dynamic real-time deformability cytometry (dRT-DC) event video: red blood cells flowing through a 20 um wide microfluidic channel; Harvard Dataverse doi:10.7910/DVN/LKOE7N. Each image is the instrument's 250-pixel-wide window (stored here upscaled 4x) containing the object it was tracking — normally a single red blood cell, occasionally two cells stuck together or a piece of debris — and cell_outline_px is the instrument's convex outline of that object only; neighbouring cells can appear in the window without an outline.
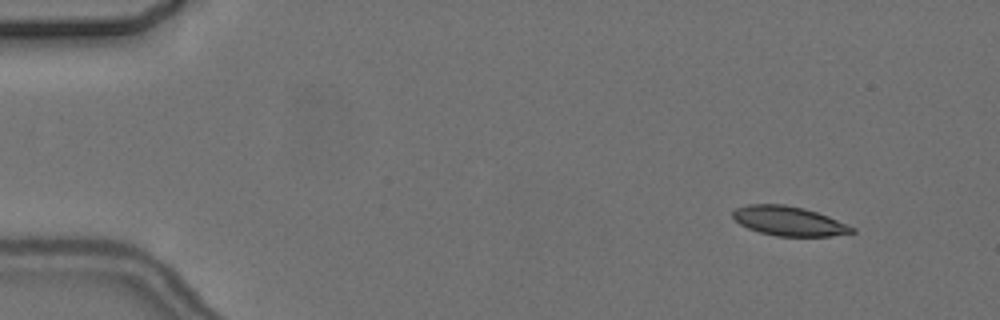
{"species": "common noctule bat (a hibernating species)", "species_latin": "Nyctalus noctula", "temperature_condition": "cold", "stored_images_in_passage": 2, "camera_frame_rate_fps": 3000, "um_per_image_px": 0.085, "animal": {"sex": "female", "body_mass_g": 24.6, "forearm_length_mm": 56.2}, "frame": {"image": 1, "passage_image": 1, "time_ms": 0.0, "image_size_px": [1000, 320], "cell_outline_px": [[856, 232], [832, 236], [776, 236], [760, 232], [748, 228], [740, 224], [732, 216], [732, 212], [736, 208], [748, 204], [784, 204], [804, 208], [828, 216], [856, 228]], "centroid_in_image_um": [67.06, 18.79], "position_along_channel_um": 17.9, "area_um2": 20.4}}